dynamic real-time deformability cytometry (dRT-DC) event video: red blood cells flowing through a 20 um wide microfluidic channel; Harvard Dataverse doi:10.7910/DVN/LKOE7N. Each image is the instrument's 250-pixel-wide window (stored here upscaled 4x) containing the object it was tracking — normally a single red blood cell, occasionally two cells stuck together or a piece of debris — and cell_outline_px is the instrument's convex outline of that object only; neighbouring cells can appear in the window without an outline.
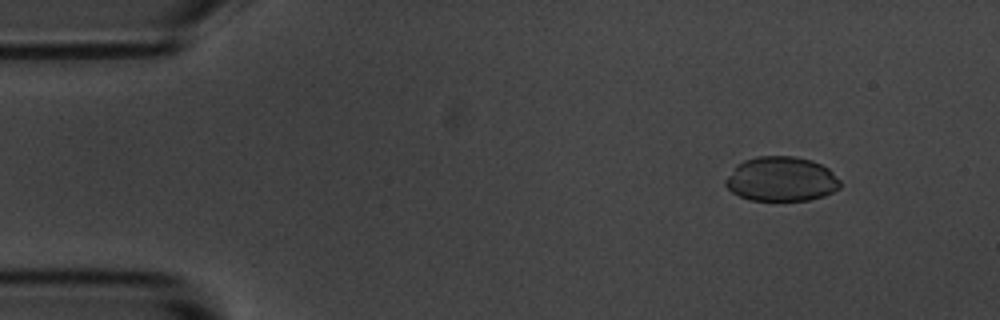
{"species": "common noctule bat (a hibernating species)", "species_latin": "Nyctalus noctula", "temperature_condition": "room temperature", "stored_images_in_passage": 54, "camera_frame_rate_fps": 3000, "um_per_image_px": 0.085, "animal": {"sex": "male", "body_mass_g": 20.1, "forearm_length_mm": 53.5}, "frame": {"image": 1, "passage_image": 6, "time_ms": 1.667, "image_size_px": [1000, 320], "cell_outline_px": [[840, 188], [824, 196], [808, 200], [748, 200], [732, 192], [724, 184], [724, 180], [736, 164], [744, 160], [756, 156], [796, 156], [812, 160], [828, 168], [840, 180]], "centroid_in_image_um": [66.39, 15.21], "position_along_channel_um": 18.6, "area_um2": 29.94}}
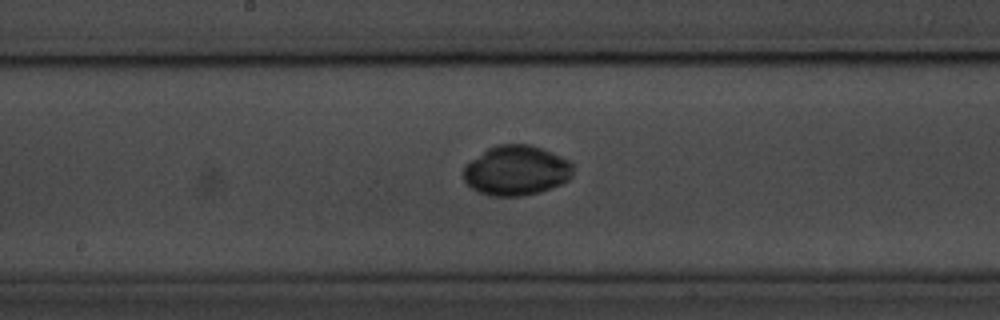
{"frame": {"image": 2, "passage_image": 28, "time_ms": 9.0, "image_size_px": [1000, 320], "cell_outline_px": [[572, 176], [568, 180], [552, 188], [540, 192], [520, 196], [492, 196], [480, 192], [472, 188], [464, 180], [464, 168], [472, 160], [488, 148], [496, 144], [528, 144], [552, 152], [568, 160], [572, 164]], "centroid_in_image_um": [43.9, 14.49], "position_along_channel_um": 204.3, "area_um2": 31.62}}
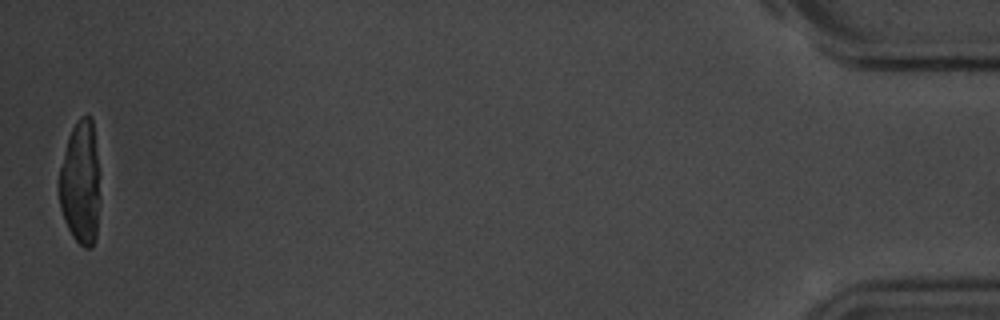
{"frame": {"image": 3, "passage_image": 54, "time_ms": 17.667, "image_size_px": [1000, 320], "cell_outline_px": [[100, 200], [96, 236], [92, 248], [84, 248], [72, 236], [64, 220], [60, 208], [60, 168], [68, 136], [72, 128], [80, 116], [92, 116], [100, 172]], "centroid_in_image_um": [6.88, 15.54], "position_along_channel_um": 428.3, "area_um2": 29.94}}